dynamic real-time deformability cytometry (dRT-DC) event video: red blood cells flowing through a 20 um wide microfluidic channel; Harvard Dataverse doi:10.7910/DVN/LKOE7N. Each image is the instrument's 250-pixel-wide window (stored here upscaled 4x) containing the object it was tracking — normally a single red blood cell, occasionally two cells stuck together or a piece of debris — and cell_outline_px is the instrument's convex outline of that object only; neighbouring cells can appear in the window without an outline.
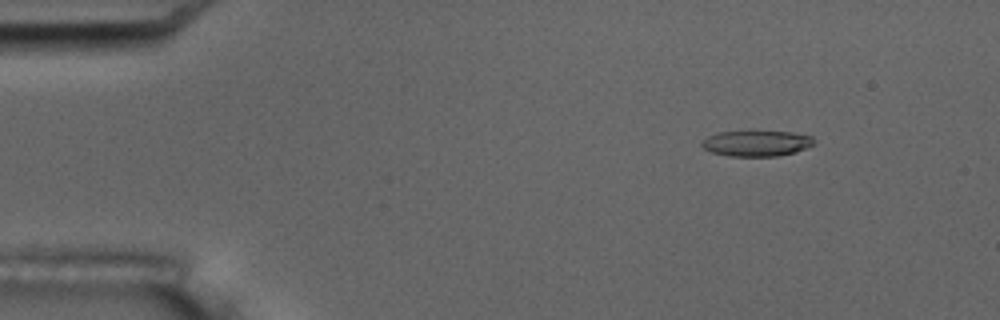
{"species": "common noctule bat (a hibernating species)", "species_latin": "Nyctalus noctula", "temperature_condition": "room temperature", "stored_images_in_passage": 5, "camera_frame_rate_fps": 3000, "um_per_image_px": 0.085, "animal": {"sex": "male", "body_mass_g": 17.5, "forearm_length_mm": 52.3}, "frame": {"image": 1, "passage_image": 1, "time_ms": 0.0, "image_size_px": [1000, 320], "cell_outline_px": [[816, 144], [796, 152], [776, 156], [728, 156], [712, 152], [704, 148], [700, 144], [708, 136], [716, 132], [792, 132], [812, 136]], "centroid_in_image_um": [64.33, 12.19], "position_along_channel_um": 20.7, "area_um2": 16.7}}
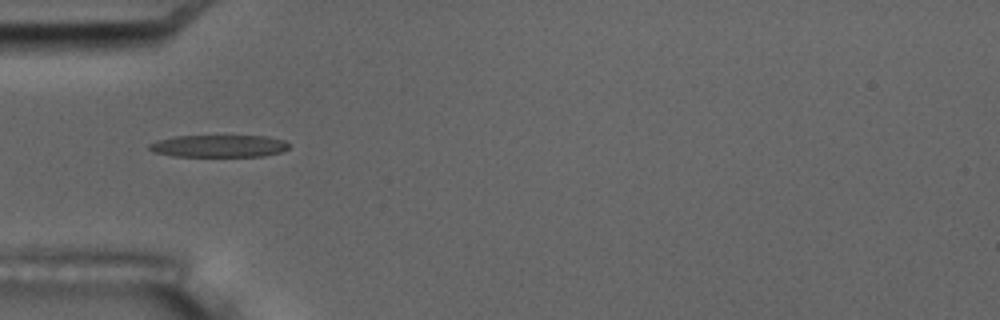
{"frame": {"image": 2, "passage_image": 4, "time_ms": 3.667, "image_size_px": [1000, 320], "cell_outline_px": [[288, 148], [280, 152], [264, 156], [172, 156], [152, 152], [148, 148], [148, 144], [156, 140], [176, 136], [264, 136], [284, 140], [288, 144]], "centroid_in_image_um": [18.54, 12.41], "position_along_channel_um": 66.5, "area_um2": 18.09}}